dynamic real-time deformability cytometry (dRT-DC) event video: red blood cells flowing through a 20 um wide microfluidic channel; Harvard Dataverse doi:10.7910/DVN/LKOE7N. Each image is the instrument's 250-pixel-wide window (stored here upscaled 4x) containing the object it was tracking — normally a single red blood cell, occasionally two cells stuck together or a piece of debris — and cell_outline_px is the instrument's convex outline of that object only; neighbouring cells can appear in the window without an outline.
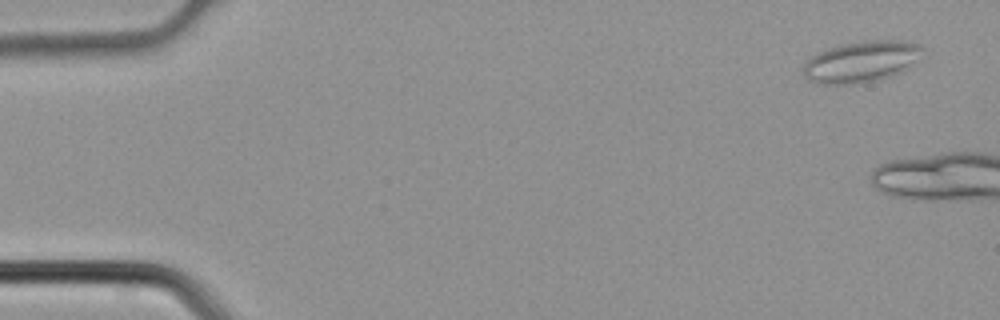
{"species": "common noctule bat (a hibernating species)", "species_latin": "Nyctalus noctula", "temperature_condition": "cold", "stored_images_in_passage": 3, "camera_frame_rate_fps": 3000, "um_per_image_px": 0.085, "animal": {"sex": "male", "body_mass_g": 21.5, "forearm_length_mm": 52.0}, "frame": {"image": 1, "passage_image": 1, "time_ms": 0.0, "image_size_px": [1000, 320], "cell_outline_px": [[924, 48], [908, 68], [892, 76], [876, 80], [852, 84], [816, 84], [808, 80], [804, 76], [804, 64], [816, 52], [840, 44], [868, 40], [904, 40], [920, 44]], "centroid_in_image_um": [73.18, 5.23], "position_along_channel_um": 11.8, "area_um2": 28.67}}